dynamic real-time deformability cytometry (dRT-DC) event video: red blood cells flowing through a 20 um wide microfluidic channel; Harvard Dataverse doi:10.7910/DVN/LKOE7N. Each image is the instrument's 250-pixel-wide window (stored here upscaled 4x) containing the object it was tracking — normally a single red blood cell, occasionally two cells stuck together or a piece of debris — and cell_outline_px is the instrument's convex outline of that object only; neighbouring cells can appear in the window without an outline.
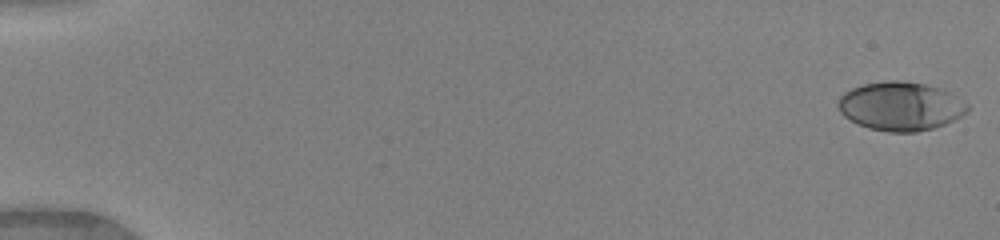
{"species": "human", "species_latin": "Homo sapiens", "temperature_condition": "warm", "stored_images_in_passage": 50, "camera_frame_rate_fps": 3000, "um_per_image_px": 0.085, "donor": {"sex": "female"}, "frame": {"image": 1, "passage_image": 1, "time_ms": 0.0, "image_size_px": [1000, 240], "cell_outline_px": [[968, 112], [944, 124], [932, 128], [916, 132], [888, 132], [868, 128], [856, 124], [844, 116], [840, 112], [836, 104], [836, 100], [844, 92], [852, 88], [864, 84], [888, 80], [900, 80], [924, 84], [940, 88], [948, 92], [968, 104]], "centroid_in_image_um": [76.49, 9.03], "position_along_channel_um": 8.5, "area_um2": 36.76}}
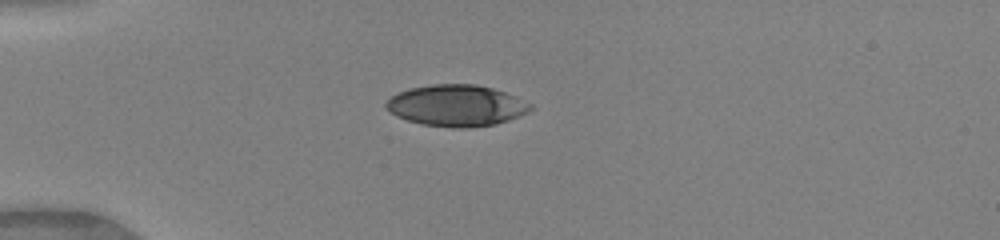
{"frame": {"image": 2, "passage_image": 14, "time_ms": 4.333, "image_size_px": [1000, 240], "cell_outline_px": [[532, 108], [528, 112], [520, 116], [496, 124], [468, 128], [452, 128], [420, 124], [396, 116], [384, 104], [392, 96], [408, 88], [432, 84], [476, 84], [492, 88], [504, 92], [532, 104]], "centroid_in_image_um": [38.8, 8.98], "position_along_channel_um": 46.2, "area_um2": 34.74}}
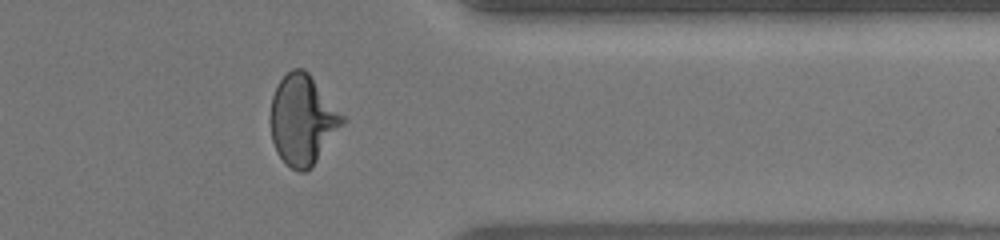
{"frame": {"image": 3, "passage_image": 41, "time_ms": 13.333, "image_size_px": [1000, 240], "cell_outline_px": [[344, 124], [312, 168], [304, 172], [300, 172], [292, 168], [276, 152], [272, 140], [272, 96], [280, 80], [292, 68], [304, 68], [308, 72], [344, 116]], "centroid_in_image_um": [25.75, 10.2], "position_along_channel_um": 385.7, "area_um2": 37.22}, "authors_computed_cell_mechanics": {"area_um2": 35.8071, "velocity_mm_per_s": 4.1407, "shape_relaxation_time_tau1_ms": 4.2362, "shape_relaxation_time_tau2_ms": 0.6252, "deformation_change_tau1": 0.2106, "deformation_change_tau2": 0.0563}}